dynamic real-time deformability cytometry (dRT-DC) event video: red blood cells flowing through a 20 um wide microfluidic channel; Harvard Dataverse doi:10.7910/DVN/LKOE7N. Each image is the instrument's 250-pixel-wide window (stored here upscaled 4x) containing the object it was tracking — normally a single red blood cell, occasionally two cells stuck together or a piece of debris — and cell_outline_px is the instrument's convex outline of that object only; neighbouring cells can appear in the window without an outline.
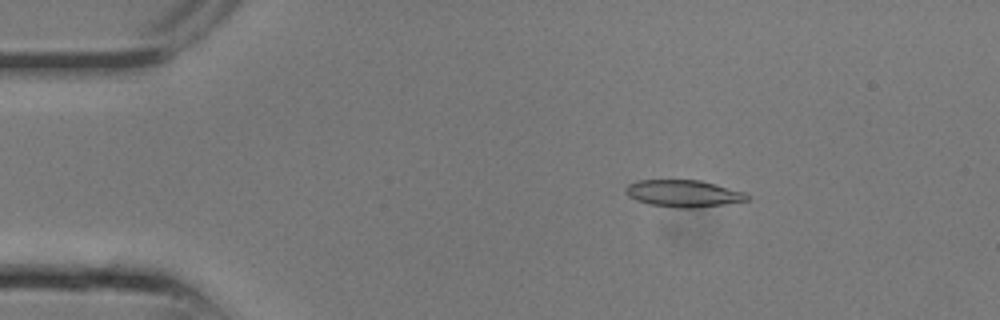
{"species": "common noctule bat (a hibernating species)", "species_latin": "Nyctalus noctula", "temperature_condition": "room temperature", "stored_images_in_passage": 7, "camera_frame_rate_fps": 3000, "um_per_image_px": 0.085, "animal": {"sex": "male", "body_mass_g": 13.3}, "frame": {"image": 1, "passage_image": 4, "time_ms": 1.0, "image_size_px": [1000, 320], "cell_outline_px": [[748, 200], [724, 204], [696, 208], [676, 208], [648, 204], [636, 200], [628, 196], [624, 192], [624, 188], [628, 184], [636, 180], [700, 180], [716, 184], [744, 192], [748, 196]], "centroid_in_image_um": [58.03, 16.44], "position_along_channel_um": 27.0, "area_um2": 19.19}}